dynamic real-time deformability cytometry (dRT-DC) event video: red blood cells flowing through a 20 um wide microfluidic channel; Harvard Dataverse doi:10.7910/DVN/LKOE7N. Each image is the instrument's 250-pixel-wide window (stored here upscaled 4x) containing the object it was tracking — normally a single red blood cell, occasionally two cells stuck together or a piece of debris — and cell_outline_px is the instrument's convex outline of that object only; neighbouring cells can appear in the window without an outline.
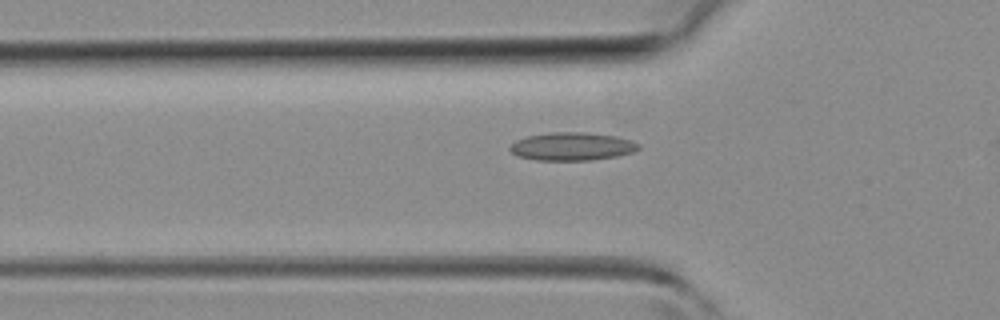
{"species": "common noctule bat (a hibernating species)", "species_latin": "Nyctalus noctula", "temperature_condition": "room temperature", "stored_images_in_passage": 30, "camera_frame_rate_fps": 3000, "um_per_image_px": 0.085, "animal": {"sex": "female", "body_mass_g": 19.3, "forearm_length_mm": 54.1}, "frame": {"image": 1, "passage_image": 8, "time_ms": 2.333, "image_size_px": [1000, 320], "cell_outline_px": [[640, 148], [632, 152], [616, 156], [592, 160], [536, 160], [516, 156], [508, 148], [516, 140], [528, 136], [548, 132], [584, 132], [616, 136], [632, 140], [640, 144]], "centroid_in_image_um": [48.62, 12.44], "position_along_channel_um": 77.2, "area_um2": 21.1}}
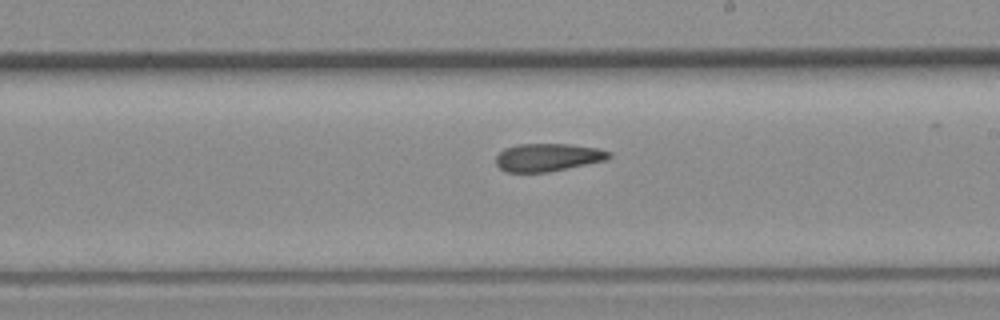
{"frame": {"image": 2, "passage_image": 18, "time_ms": 5.667, "image_size_px": [1000, 320], "cell_outline_px": [[612, 156], [604, 160], [548, 172], [504, 172], [496, 164], [496, 156], [504, 148], [520, 144], [568, 144], [600, 148], [612, 152]], "centroid_in_image_um": [46.56, 13.37], "position_along_channel_um": 242.4, "area_um2": 18.32}}
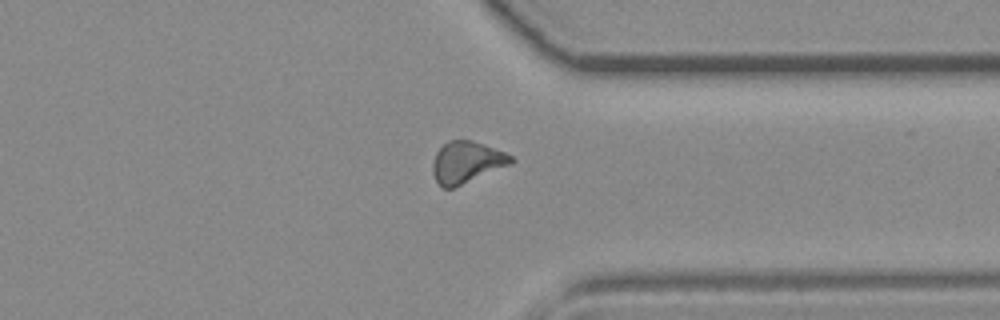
{"frame": {"image": 3, "passage_image": 26, "time_ms": 8.333, "image_size_px": [1000, 320], "cell_outline_px": [[516, 160], [512, 164], [452, 188], [444, 188], [436, 180], [432, 172], [432, 164], [436, 152], [448, 140], [472, 140], [484, 144], [504, 152], [512, 156]], "centroid_in_image_um": [39.67, 13.78], "position_along_channel_um": 371.7, "area_um2": 18.9}}